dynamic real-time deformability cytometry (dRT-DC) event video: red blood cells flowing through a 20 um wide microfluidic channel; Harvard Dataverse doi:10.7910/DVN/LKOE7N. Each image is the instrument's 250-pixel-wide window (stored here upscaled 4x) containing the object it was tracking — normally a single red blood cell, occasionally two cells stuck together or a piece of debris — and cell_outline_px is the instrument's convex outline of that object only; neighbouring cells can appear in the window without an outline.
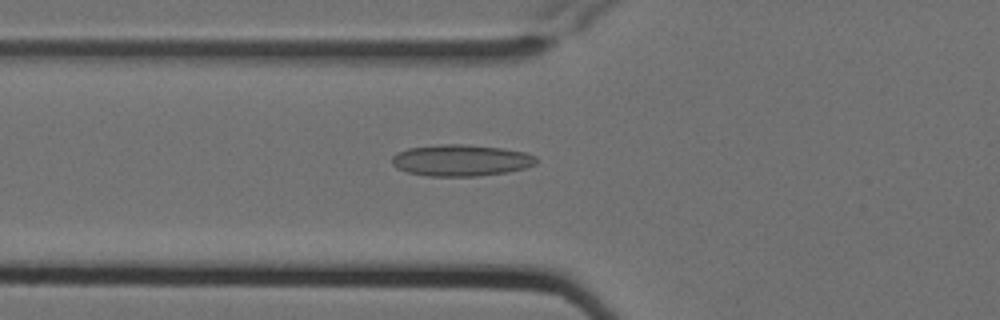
{"species": "Egyptian fruit bat (a non-hibernating species)", "species_latin": "Rousettus aegyptiacus", "temperature_condition": "cold", "stored_images_in_passage": 8, "camera_frame_rate_fps": 3000, "um_per_image_px": 0.085, "animal": {"sex": "female"}, "frame": {"image": 1, "passage_image": 8, "time_ms": 2.333, "image_size_px": [1000, 320], "cell_outline_px": [[536, 164], [524, 168], [508, 172], [480, 176], [428, 176], [408, 172], [396, 168], [392, 164], [392, 156], [396, 152], [408, 148], [440, 144], [464, 144], [504, 148], [524, 152], [536, 156]], "centroid_in_image_um": [39.17, 13.62], "position_along_channel_um": 86.6, "area_um2": 26.65}}